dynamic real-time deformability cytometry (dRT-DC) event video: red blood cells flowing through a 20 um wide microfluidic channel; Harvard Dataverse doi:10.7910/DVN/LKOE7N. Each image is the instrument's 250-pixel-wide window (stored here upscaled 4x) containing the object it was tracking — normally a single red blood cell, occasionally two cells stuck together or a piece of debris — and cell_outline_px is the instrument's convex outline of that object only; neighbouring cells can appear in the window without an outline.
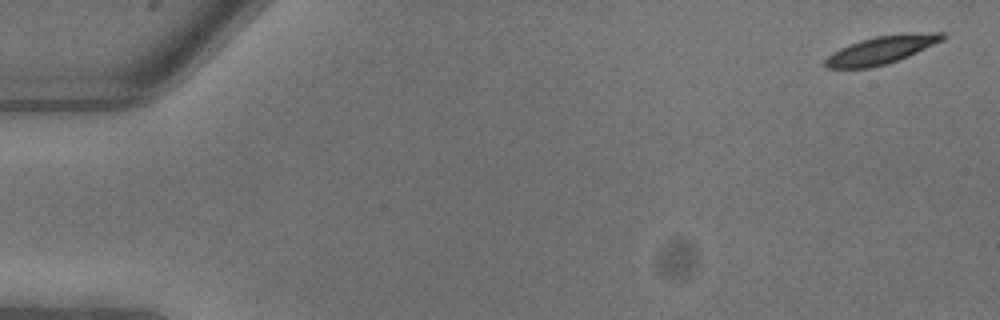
{"species": "common noctule bat (a hibernating species)", "species_latin": "Nyctalus noctula", "temperature_condition": "warm", "stored_images_in_passage": 9, "camera_frame_rate_fps": 3000, "um_per_image_px": 0.085, "animal": {"sex": "male", "body_mass_g": 13.3}, "frame": {"image": 1, "passage_image": 1, "time_ms": 0.0, "image_size_px": [1000, 320], "cell_outline_px": [[944, 40], [908, 56], [884, 64], [868, 68], [828, 68], [824, 64], [824, 60], [832, 52], [840, 48], [860, 40], [876, 36], [932, 32], [944, 32]], "centroid_in_image_um": [74.9, 4.25], "position_along_channel_um": 10.1, "area_um2": 18.67}}
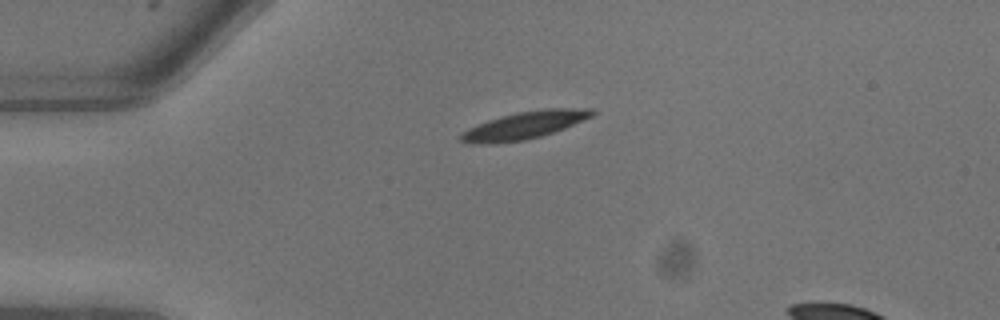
{"frame": {"image": 2, "passage_image": 6, "time_ms": 1.667, "image_size_px": [1000, 320], "cell_outline_px": [[596, 112], [592, 116], [564, 128], [540, 136], [524, 140], [496, 144], [468, 144], [460, 140], [460, 132], [468, 128], [488, 120], [516, 112], [548, 108], [592, 108]], "centroid_in_image_um": [44.53, 10.65], "position_along_channel_um": 40.5, "area_um2": 21.04}}
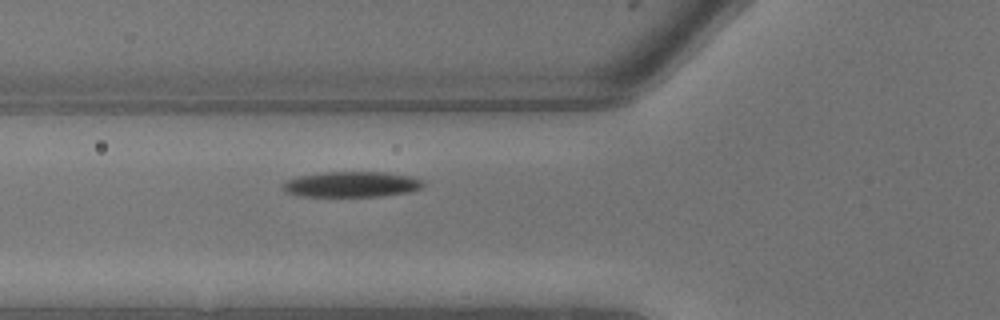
{"frame": {"image": 3, "passage_image": 9, "time_ms": 2.667, "image_size_px": [1000, 320], "cell_outline_px": [[424, 188], [412, 192], [380, 196], [300, 196], [288, 192], [284, 188], [284, 184], [288, 180], [300, 176], [324, 172], [384, 172], [416, 176], [424, 180]], "centroid_in_image_um": [30.04, 15.66], "position_along_channel_um": 95.8, "area_um2": 20.98}}